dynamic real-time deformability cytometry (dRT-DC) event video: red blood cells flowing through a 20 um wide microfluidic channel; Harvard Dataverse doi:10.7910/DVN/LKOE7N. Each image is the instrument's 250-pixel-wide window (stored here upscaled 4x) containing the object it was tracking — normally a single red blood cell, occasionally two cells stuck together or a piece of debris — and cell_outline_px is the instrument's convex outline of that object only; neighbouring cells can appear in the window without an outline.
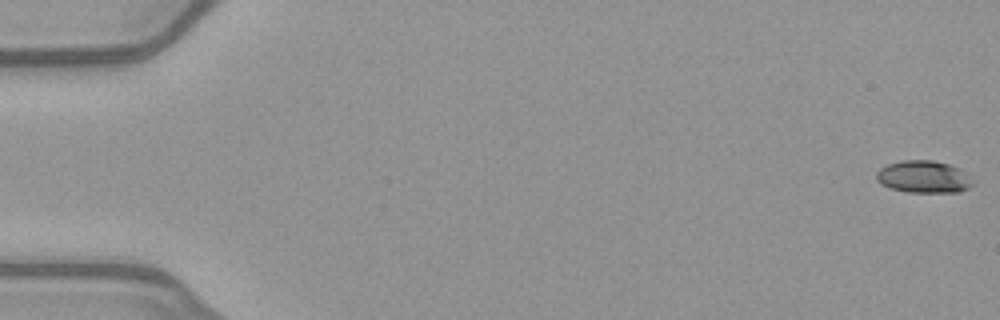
{"species": "common noctule bat (a hibernating species)", "species_latin": "Nyctalus noctula", "temperature_condition": "warm", "stored_images_in_passage": 46, "camera_frame_rate_fps": 3000, "um_per_image_px": 0.085, "animal": {"sex": "female", "body_mass_g": 21.9}, "frame": {"image": 1, "passage_image": 1, "time_ms": 0.0, "image_size_px": [1000, 320], "cell_outline_px": [[972, 184], [968, 188], [960, 192], [908, 192], [892, 188], [880, 184], [876, 180], [876, 172], [880, 168], [888, 164], [904, 160], [932, 160], [948, 164], [960, 168], [972, 180]], "centroid_in_image_um": [78.49, 15.03], "position_along_channel_um": 6.5, "area_um2": 18.03}}
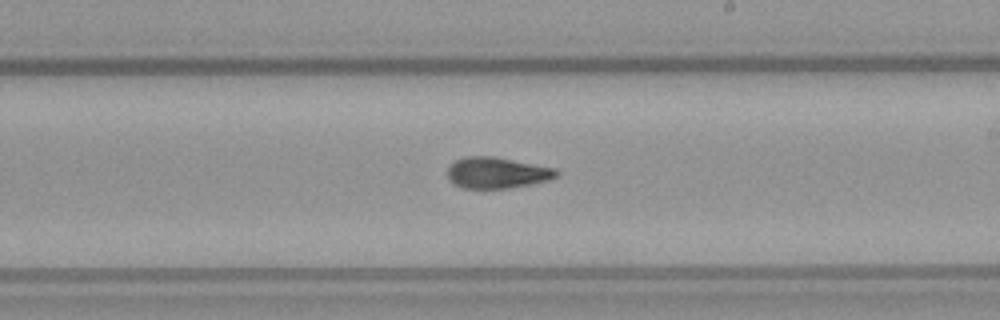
{"frame": {"image": 2, "passage_image": 31, "time_ms": 10.0, "image_size_px": [1000, 320], "cell_outline_px": [[560, 172], [556, 176], [548, 180], [532, 184], [508, 188], [460, 188], [452, 184], [448, 180], [448, 164], [464, 156], [492, 156], [556, 168]], "centroid_in_image_um": [42.2, 14.68], "position_along_channel_um": 246.8, "area_um2": 19.94}}
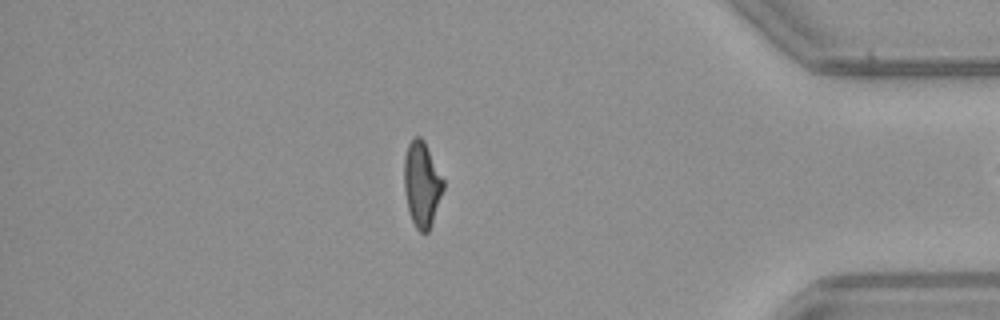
{"frame": {"image": 3, "passage_image": 45, "time_ms": 14.667, "image_size_px": [1000, 320], "cell_outline_px": [[444, 188], [432, 224], [428, 232], [420, 232], [416, 228], [408, 212], [404, 188], [404, 156], [408, 144], [416, 136], [420, 136], [424, 140], [444, 180]], "centroid_in_image_um": [35.85, 15.66], "position_along_channel_um": 399.3, "area_um2": 19.54}}